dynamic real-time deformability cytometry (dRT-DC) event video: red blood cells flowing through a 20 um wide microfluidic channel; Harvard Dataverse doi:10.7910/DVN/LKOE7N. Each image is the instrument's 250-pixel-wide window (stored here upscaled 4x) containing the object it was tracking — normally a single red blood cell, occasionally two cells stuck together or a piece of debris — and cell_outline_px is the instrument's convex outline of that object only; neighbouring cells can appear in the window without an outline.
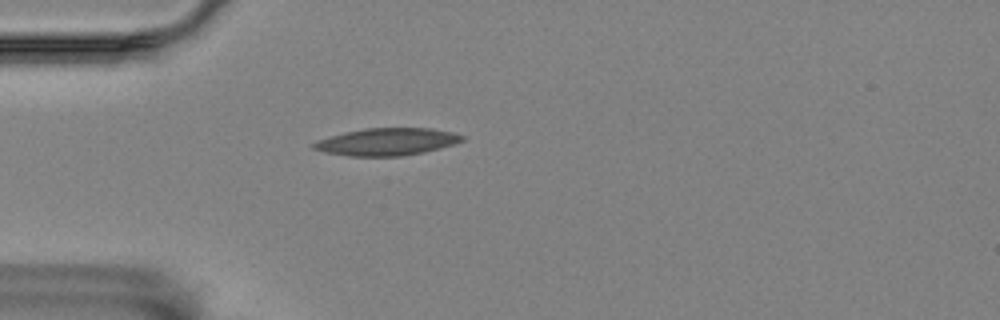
{"species": "Egyptian fruit bat (a non-hibernating species)", "species_latin": "Rousettus aegyptiacus", "temperature_condition": "room temperature", "stored_images_in_passage": 5, "camera_frame_rate_fps": 3000, "um_per_image_px": 0.085, "animal": {"sex": "female"}, "frame": {"image": 1, "passage_image": 5, "time_ms": 1.333, "image_size_px": [1000, 320], "cell_outline_px": [[464, 140], [452, 144], [424, 152], [404, 156], [348, 156], [324, 152], [312, 148], [312, 144], [316, 140], [344, 132], [364, 128], [432, 128], [452, 132], [464, 136]], "centroid_in_image_um": [32.85, 12.05], "position_along_channel_um": 52.2, "area_um2": 23.64}}